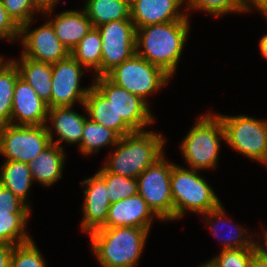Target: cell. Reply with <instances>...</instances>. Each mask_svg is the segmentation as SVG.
I'll return each instance as SVG.
<instances>
[{"label": "cell", "mask_w": 267, "mask_h": 267, "mask_svg": "<svg viewBox=\"0 0 267 267\" xmlns=\"http://www.w3.org/2000/svg\"><path fill=\"white\" fill-rule=\"evenodd\" d=\"M189 23L173 21L136 29V54L172 77L190 33Z\"/></svg>", "instance_id": "cell-1"}, {"label": "cell", "mask_w": 267, "mask_h": 267, "mask_svg": "<svg viewBox=\"0 0 267 267\" xmlns=\"http://www.w3.org/2000/svg\"><path fill=\"white\" fill-rule=\"evenodd\" d=\"M150 231L139 227H102L89 234L101 267H135Z\"/></svg>", "instance_id": "cell-2"}, {"label": "cell", "mask_w": 267, "mask_h": 267, "mask_svg": "<svg viewBox=\"0 0 267 267\" xmlns=\"http://www.w3.org/2000/svg\"><path fill=\"white\" fill-rule=\"evenodd\" d=\"M161 135L145 130L121 137L103 167L108 172L137 179L147 167L165 155L166 138Z\"/></svg>", "instance_id": "cell-3"}, {"label": "cell", "mask_w": 267, "mask_h": 267, "mask_svg": "<svg viewBox=\"0 0 267 267\" xmlns=\"http://www.w3.org/2000/svg\"><path fill=\"white\" fill-rule=\"evenodd\" d=\"M198 121L182 140L180 150L189 168L194 170L216 168L221 141L225 132L220 118L213 113L196 118Z\"/></svg>", "instance_id": "cell-4"}, {"label": "cell", "mask_w": 267, "mask_h": 267, "mask_svg": "<svg viewBox=\"0 0 267 267\" xmlns=\"http://www.w3.org/2000/svg\"><path fill=\"white\" fill-rule=\"evenodd\" d=\"M198 170L174 164L171 170V195L174 205V220H179L186 211L200 215L217 208L222 202L213 188Z\"/></svg>", "instance_id": "cell-5"}, {"label": "cell", "mask_w": 267, "mask_h": 267, "mask_svg": "<svg viewBox=\"0 0 267 267\" xmlns=\"http://www.w3.org/2000/svg\"><path fill=\"white\" fill-rule=\"evenodd\" d=\"M224 128L225 142L243 156L265 164L267 161V120L246 115L216 114Z\"/></svg>", "instance_id": "cell-6"}, {"label": "cell", "mask_w": 267, "mask_h": 267, "mask_svg": "<svg viewBox=\"0 0 267 267\" xmlns=\"http://www.w3.org/2000/svg\"><path fill=\"white\" fill-rule=\"evenodd\" d=\"M48 124L0 126V154L8 161L28 163L45 150L54 139Z\"/></svg>", "instance_id": "cell-7"}, {"label": "cell", "mask_w": 267, "mask_h": 267, "mask_svg": "<svg viewBox=\"0 0 267 267\" xmlns=\"http://www.w3.org/2000/svg\"><path fill=\"white\" fill-rule=\"evenodd\" d=\"M115 85L141 97L148 104V95L167 85L171 76L136 53L105 75ZM162 87V88H161Z\"/></svg>", "instance_id": "cell-8"}, {"label": "cell", "mask_w": 267, "mask_h": 267, "mask_svg": "<svg viewBox=\"0 0 267 267\" xmlns=\"http://www.w3.org/2000/svg\"><path fill=\"white\" fill-rule=\"evenodd\" d=\"M163 155L147 167L138 177V194L161 221L174 220V205L171 195V170L173 162Z\"/></svg>", "instance_id": "cell-9"}, {"label": "cell", "mask_w": 267, "mask_h": 267, "mask_svg": "<svg viewBox=\"0 0 267 267\" xmlns=\"http://www.w3.org/2000/svg\"><path fill=\"white\" fill-rule=\"evenodd\" d=\"M93 85L112 104L118 117H121L134 132L145 131V126L155 122L146 101L115 85L106 76L95 77Z\"/></svg>", "instance_id": "cell-10"}, {"label": "cell", "mask_w": 267, "mask_h": 267, "mask_svg": "<svg viewBox=\"0 0 267 267\" xmlns=\"http://www.w3.org/2000/svg\"><path fill=\"white\" fill-rule=\"evenodd\" d=\"M101 34V76L136 53V28L132 20L111 21L97 27Z\"/></svg>", "instance_id": "cell-11"}, {"label": "cell", "mask_w": 267, "mask_h": 267, "mask_svg": "<svg viewBox=\"0 0 267 267\" xmlns=\"http://www.w3.org/2000/svg\"><path fill=\"white\" fill-rule=\"evenodd\" d=\"M85 71V67L71 55L52 64V95L51 101L47 104L49 109L53 107H73L76 102L83 106L85 98L93 85L91 84L86 88L80 87V80Z\"/></svg>", "instance_id": "cell-12"}, {"label": "cell", "mask_w": 267, "mask_h": 267, "mask_svg": "<svg viewBox=\"0 0 267 267\" xmlns=\"http://www.w3.org/2000/svg\"><path fill=\"white\" fill-rule=\"evenodd\" d=\"M33 20L22 25L19 30V40L22 43V56L32 60L54 64L66 59L70 52L57 38L52 24L47 20L41 26L31 31Z\"/></svg>", "instance_id": "cell-13"}, {"label": "cell", "mask_w": 267, "mask_h": 267, "mask_svg": "<svg viewBox=\"0 0 267 267\" xmlns=\"http://www.w3.org/2000/svg\"><path fill=\"white\" fill-rule=\"evenodd\" d=\"M81 185L85 187L83 191L85 197L80 225L83 232L90 234L105 225L111 202L107 197L105 180L98 173L82 181Z\"/></svg>", "instance_id": "cell-14"}, {"label": "cell", "mask_w": 267, "mask_h": 267, "mask_svg": "<svg viewBox=\"0 0 267 267\" xmlns=\"http://www.w3.org/2000/svg\"><path fill=\"white\" fill-rule=\"evenodd\" d=\"M49 107L22 78L15 83L11 124L45 125ZM14 121V122H13Z\"/></svg>", "instance_id": "cell-15"}, {"label": "cell", "mask_w": 267, "mask_h": 267, "mask_svg": "<svg viewBox=\"0 0 267 267\" xmlns=\"http://www.w3.org/2000/svg\"><path fill=\"white\" fill-rule=\"evenodd\" d=\"M184 0H137L130 8L136 29L152 24L189 21L188 12H180Z\"/></svg>", "instance_id": "cell-16"}, {"label": "cell", "mask_w": 267, "mask_h": 267, "mask_svg": "<svg viewBox=\"0 0 267 267\" xmlns=\"http://www.w3.org/2000/svg\"><path fill=\"white\" fill-rule=\"evenodd\" d=\"M153 218L159 219L139 195L111 203L103 227H139L150 231Z\"/></svg>", "instance_id": "cell-17"}, {"label": "cell", "mask_w": 267, "mask_h": 267, "mask_svg": "<svg viewBox=\"0 0 267 267\" xmlns=\"http://www.w3.org/2000/svg\"><path fill=\"white\" fill-rule=\"evenodd\" d=\"M83 108L91 121L115 131L120 137L134 133L94 85L85 98Z\"/></svg>", "instance_id": "cell-18"}, {"label": "cell", "mask_w": 267, "mask_h": 267, "mask_svg": "<svg viewBox=\"0 0 267 267\" xmlns=\"http://www.w3.org/2000/svg\"><path fill=\"white\" fill-rule=\"evenodd\" d=\"M88 116L81 115L75 112L72 106L53 107L48 110L46 122H50L56 132V141L51 140V143L62 147L60 144L66 142L68 144H79L82 141V132L85 125V120Z\"/></svg>", "instance_id": "cell-19"}, {"label": "cell", "mask_w": 267, "mask_h": 267, "mask_svg": "<svg viewBox=\"0 0 267 267\" xmlns=\"http://www.w3.org/2000/svg\"><path fill=\"white\" fill-rule=\"evenodd\" d=\"M48 20L54 28L57 38L69 50L93 28L85 10H67L60 12L54 19Z\"/></svg>", "instance_id": "cell-20"}, {"label": "cell", "mask_w": 267, "mask_h": 267, "mask_svg": "<svg viewBox=\"0 0 267 267\" xmlns=\"http://www.w3.org/2000/svg\"><path fill=\"white\" fill-rule=\"evenodd\" d=\"M64 147L51 143L35 159L29 162L33 181L42 186H51L62 178L65 162Z\"/></svg>", "instance_id": "cell-21"}, {"label": "cell", "mask_w": 267, "mask_h": 267, "mask_svg": "<svg viewBox=\"0 0 267 267\" xmlns=\"http://www.w3.org/2000/svg\"><path fill=\"white\" fill-rule=\"evenodd\" d=\"M18 68L20 78L28 83L45 103L51 101L52 64L32 60L22 56L12 59Z\"/></svg>", "instance_id": "cell-22"}, {"label": "cell", "mask_w": 267, "mask_h": 267, "mask_svg": "<svg viewBox=\"0 0 267 267\" xmlns=\"http://www.w3.org/2000/svg\"><path fill=\"white\" fill-rule=\"evenodd\" d=\"M224 210L225 209L223 205L220 204L217 208L212 209L202 215L204 219H207L205 223L210 226L213 235L221 239V245L223 246L221 249L252 248L259 240L255 241L254 239H252V236L247 234V228L245 229L244 227L238 226L237 224L234 225L230 221H228L226 212ZM226 223H230L231 225L229 224V226L233 225L234 227H230V229L228 230L229 234H225L226 237L224 234L222 237H219L218 235L220 234V228H218V226H220L219 224L225 225Z\"/></svg>", "instance_id": "cell-23"}, {"label": "cell", "mask_w": 267, "mask_h": 267, "mask_svg": "<svg viewBox=\"0 0 267 267\" xmlns=\"http://www.w3.org/2000/svg\"><path fill=\"white\" fill-rule=\"evenodd\" d=\"M33 182L28 163L4 160L0 170V185L10 190L29 207L27 196Z\"/></svg>", "instance_id": "cell-24"}, {"label": "cell", "mask_w": 267, "mask_h": 267, "mask_svg": "<svg viewBox=\"0 0 267 267\" xmlns=\"http://www.w3.org/2000/svg\"><path fill=\"white\" fill-rule=\"evenodd\" d=\"M82 8L93 28L111 21L131 20L130 7L121 0H87Z\"/></svg>", "instance_id": "cell-25"}, {"label": "cell", "mask_w": 267, "mask_h": 267, "mask_svg": "<svg viewBox=\"0 0 267 267\" xmlns=\"http://www.w3.org/2000/svg\"><path fill=\"white\" fill-rule=\"evenodd\" d=\"M70 55L83 67L94 70V78L101 76L102 41L97 28H92L70 51Z\"/></svg>", "instance_id": "cell-26"}, {"label": "cell", "mask_w": 267, "mask_h": 267, "mask_svg": "<svg viewBox=\"0 0 267 267\" xmlns=\"http://www.w3.org/2000/svg\"><path fill=\"white\" fill-rule=\"evenodd\" d=\"M30 211H0V243L17 245L33 238L26 232Z\"/></svg>", "instance_id": "cell-27"}, {"label": "cell", "mask_w": 267, "mask_h": 267, "mask_svg": "<svg viewBox=\"0 0 267 267\" xmlns=\"http://www.w3.org/2000/svg\"><path fill=\"white\" fill-rule=\"evenodd\" d=\"M120 138L121 137L115 131L87 118L82 132V141L78 150L84 155H92V153H98L100 148L109 147V145L114 147L119 142Z\"/></svg>", "instance_id": "cell-28"}, {"label": "cell", "mask_w": 267, "mask_h": 267, "mask_svg": "<svg viewBox=\"0 0 267 267\" xmlns=\"http://www.w3.org/2000/svg\"><path fill=\"white\" fill-rule=\"evenodd\" d=\"M9 60L0 71V126L11 123L14 88L20 77L17 66Z\"/></svg>", "instance_id": "cell-29"}, {"label": "cell", "mask_w": 267, "mask_h": 267, "mask_svg": "<svg viewBox=\"0 0 267 267\" xmlns=\"http://www.w3.org/2000/svg\"><path fill=\"white\" fill-rule=\"evenodd\" d=\"M97 173L105 180L107 197L111 203L138 194L137 179L108 172L104 167Z\"/></svg>", "instance_id": "cell-30"}, {"label": "cell", "mask_w": 267, "mask_h": 267, "mask_svg": "<svg viewBox=\"0 0 267 267\" xmlns=\"http://www.w3.org/2000/svg\"><path fill=\"white\" fill-rule=\"evenodd\" d=\"M185 10H202L215 17L229 13L248 12L243 0H184Z\"/></svg>", "instance_id": "cell-31"}, {"label": "cell", "mask_w": 267, "mask_h": 267, "mask_svg": "<svg viewBox=\"0 0 267 267\" xmlns=\"http://www.w3.org/2000/svg\"><path fill=\"white\" fill-rule=\"evenodd\" d=\"M10 267H46V262L35 242L30 240L13 246Z\"/></svg>", "instance_id": "cell-32"}, {"label": "cell", "mask_w": 267, "mask_h": 267, "mask_svg": "<svg viewBox=\"0 0 267 267\" xmlns=\"http://www.w3.org/2000/svg\"><path fill=\"white\" fill-rule=\"evenodd\" d=\"M258 249L256 243L252 248L222 249L208 260L213 267H249L253 253Z\"/></svg>", "instance_id": "cell-33"}, {"label": "cell", "mask_w": 267, "mask_h": 267, "mask_svg": "<svg viewBox=\"0 0 267 267\" xmlns=\"http://www.w3.org/2000/svg\"><path fill=\"white\" fill-rule=\"evenodd\" d=\"M9 17L20 28L31 21L35 13H43L33 0H0Z\"/></svg>", "instance_id": "cell-34"}, {"label": "cell", "mask_w": 267, "mask_h": 267, "mask_svg": "<svg viewBox=\"0 0 267 267\" xmlns=\"http://www.w3.org/2000/svg\"><path fill=\"white\" fill-rule=\"evenodd\" d=\"M21 199L0 185V211H31Z\"/></svg>", "instance_id": "cell-35"}, {"label": "cell", "mask_w": 267, "mask_h": 267, "mask_svg": "<svg viewBox=\"0 0 267 267\" xmlns=\"http://www.w3.org/2000/svg\"><path fill=\"white\" fill-rule=\"evenodd\" d=\"M19 30L0 1V40L4 38L14 42L19 39Z\"/></svg>", "instance_id": "cell-36"}, {"label": "cell", "mask_w": 267, "mask_h": 267, "mask_svg": "<svg viewBox=\"0 0 267 267\" xmlns=\"http://www.w3.org/2000/svg\"><path fill=\"white\" fill-rule=\"evenodd\" d=\"M13 245L0 243V267H10Z\"/></svg>", "instance_id": "cell-37"}, {"label": "cell", "mask_w": 267, "mask_h": 267, "mask_svg": "<svg viewBox=\"0 0 267 267\" xmlns=\"http://www.w3.org/2000/svg\"><path fill=\"white\" fill-rule=\"evenodd\" d=\"M37 7L43 12V14H47L49 16L52 15V11H54V6H56L57 2L60 0H33Z\"/></svg>", "instance_id": "cell-38"}, {"label": "cell", "mask_w": 267, "mask_h": 267, "mask_svg": "<svg viewBox=\"0 0 267 267\" xmlns=\"http://www.w3.org/2000/svg\"><path fill=\"white\" fill-rule=\"evenodd\" d=\"M249 267H267V256L259 248L253 253Z\"/></svg>", "instance_id": "cell-39"}, {"label": "cell", "mask_w": 267, "mask_h": 267, "mask_svg": "<svg viewBox=\"0 0 267 267\" xmlns=\"http://www.w3.org/2000/svg\"><path fill=\"white\" fill-rule=\"evenodd\" d=\"M266 1L267 0H243L247 11H250L252 8H255L257 10Z\"/></svg>", "instance_id": "cell-40"}, {"label": "cell", "mask_w": 267, "mask_h": 267, "mask_svg": "<svg viewBox=\"0 0 267 267\" xmlns=\"http://www.w3.org/2000/svg\"><path fill=\"white\" fill-rule=\"evenodd\" d=\"M259 49L264 59H267V34L260 38Z\"/></svg>", "instance_id": "cell-41"}, {"label": "cell", "mask_w": 267, "mask_h": 267, "mask_svg": "<svg viewBox=\"0 0 267 267\" xmlns=\"http://www.w3.org/2000/svg\"><path fill=\"white\" fill-rule=\"evenodd\" d=\"M263 230H264V233H263L264 244H262V242L261 243L257 242V244H258V248L267 256V232L265 231V229Z\"/></svg>", "instance_id": "cell-42"}, {"label": "cell", "mask_w": 267, "mask_h": 267, "mask_svg": "<svg viewBox=\"0 0 267 267\" xmlns=\"http://www.w3.org/2000/svg\"><path fill=\"white\" fill-rule=\"evenodd\" d=\"M257 10L260 12V14L262 13L263 16L267 18V1L264 4H262Z\"/></svg>", "instance_id": "cell-43"}, {"label": "cell", "mask_w": 267, "mask_h": 267, "mask_svg": "<svg viewBox=\"0 0 267 267\" xmlns=\"http://www.w3.org/2000/svg\"><path fill=\"white\" fill-rule=\"evenodd\" d=\"M121 1L131 8L136 3L137 0H121Z\"/></svg>", "instance_id": "cell-44"}, {"label": "cell", "mask_w": 267, "mask_h": 267, "mask_svg": "<svg viewBox=\"0 0 267 267\" xmlns=\"http://www.w3.org/2000/svg\"><path fill=\"white\" fill-rule=\"evenodd\" d=\"M4 60V58L0 55V71H1V69L3 68V67H5L10 61L8 60V61H3Z\"/></svg>", "instance_id": "cell-45"}, {"label": "cell", "mask_w": 267, "mask_h": 267, "mask_svg": "<svg viewBox=\"0 0 267 267\" xmlns=\"http://www.w3.org/2000/svg\"><path fill=\"white\" fill-rule=\"evenodd\" d=\"M200 267H213L210 262L203 263Z\"/></svg>", "instance_id": "cell-46"}]
</instances>
